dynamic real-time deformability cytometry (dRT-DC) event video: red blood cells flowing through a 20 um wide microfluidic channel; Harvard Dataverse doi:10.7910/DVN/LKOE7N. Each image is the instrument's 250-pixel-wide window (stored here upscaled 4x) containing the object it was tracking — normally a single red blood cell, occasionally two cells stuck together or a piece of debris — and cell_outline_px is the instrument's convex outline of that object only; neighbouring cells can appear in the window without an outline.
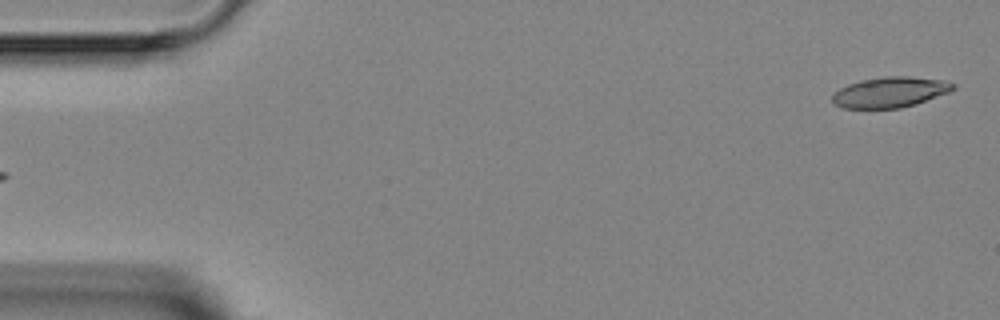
{"species": "Egyptian fruit bat (a non-hibernating species)", "species_latin": "Rousettus aegyptiacus", "temperature_condition": "room temperature", "stored_images_in_passage": 4, "segment_of_instrument_passage": [2, 2], "camera_frame_rate_fps": 3000, "um_per_image_px": 0.085, "animal": {"sex": "female"}, "frame": {"image": 1, "passage_image": 4, "time_ms": 3.333, "image_size_px": [1000, 320], "cell_outline_px": [[956, 88], [948, 92], [916, 104], [900, 108], [840, 108], [832, 104], [832, 96], [840, 88], [848, 84], [860, 80], [884, 76], [912, 76], [944, 80], [956, 84]], "centroid_in_image_um": [75.65, 7.83], "position_along_channel_um": 9.4, "area_um2": 21.62}}